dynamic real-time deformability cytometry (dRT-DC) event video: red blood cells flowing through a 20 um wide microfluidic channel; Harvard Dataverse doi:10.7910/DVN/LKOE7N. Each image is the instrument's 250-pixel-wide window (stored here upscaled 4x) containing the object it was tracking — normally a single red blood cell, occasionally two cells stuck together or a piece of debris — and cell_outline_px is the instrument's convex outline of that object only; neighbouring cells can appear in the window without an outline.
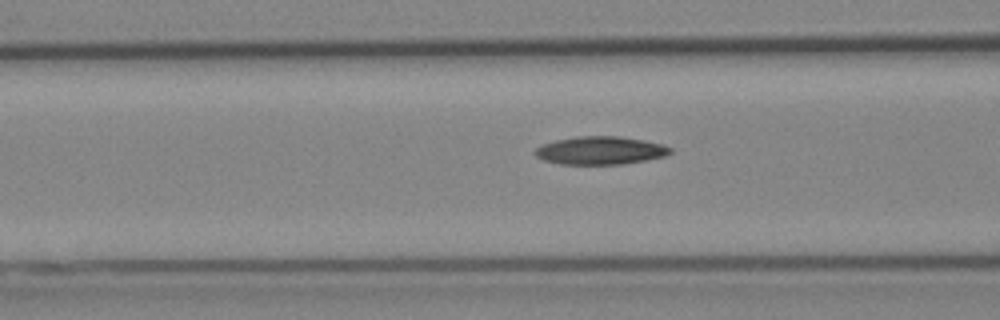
{"species": "Egyptian fruit bat (a non-hibernating species)", "species_latin": "Rousettus aegyptiacus", "temperature_condition": "cold", "stored_images_in_passage": 37, "camera_frame_rate_fps": 3000, "um_per_image_px": 0.085, "animal": {"sex": "female"}, "frame": {"image": 1, "passage_image": 17, "time_ms": 5.333, "image_size_px": [1000, 320], "cell_outline_px": [[672, 152], [664, 156], [624, 164], [560, 164], [544, 160], [536, 156], [532, 152], [536, 148], [544, 144], [556, 140], [576, 136], [620, 136], [644, 140], [664, 144], [672, 148]], "centroid_in_image_um": [51.04, 12.78], "position_along_channel_um": 115.6, "area_um2": 22.14}}
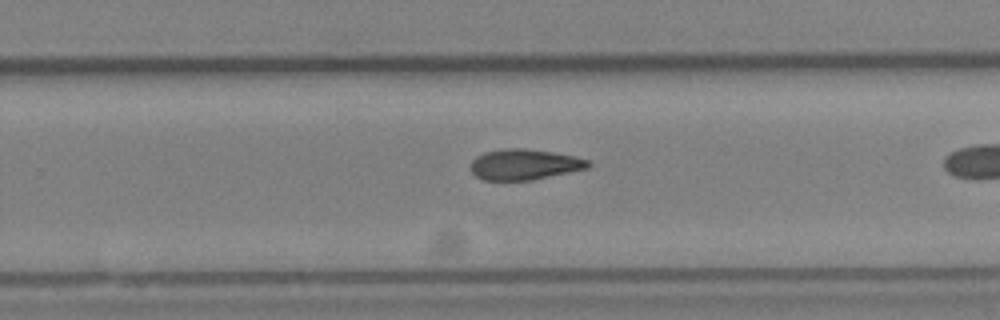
{"frame": {"image": 2, "passage_image": 30, "time_ms": 9.667, "image_size_px": [1000, 320], "cell_outline_px": [[592, 164], [588, 168], [532, 180], [484, 180], [476, 176], [472, 172], [472, 160], [476, 156], [484, 152], [504, 148], [524, 148], [552, 152], [572, 156], [588, 160]], "centroid_in_image_um": [44.56, 13.97], "position_along_channel_um": 285.2, "area_um2": 20.87}}
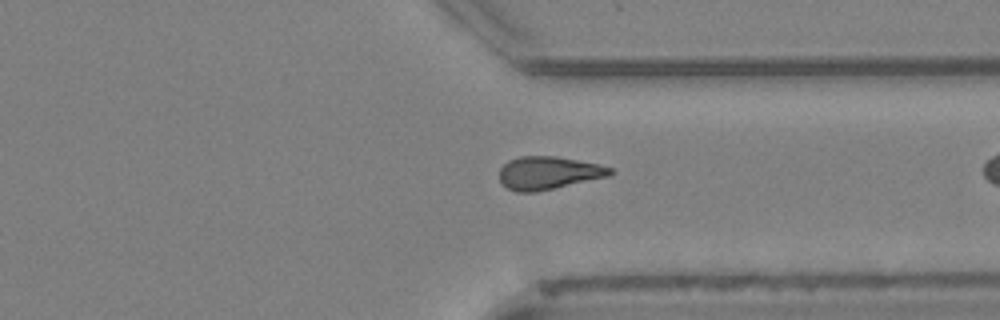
{"frame": {"image": 3, "passage_image": 36, "time_ms": 11.667, "image_size_px": [1000, 320], "cell_outline_px": [[616, 172], [612, 176], [536, 192], [516, 192], [508, 188], [500, 180], [500, 168], [508, 160], [520, 156], [556, 156], [600, 164], [612, 168]], "centroid_in_image_um": [46.68, 14.69], "position_along_channel_um": 364.7, "area_um2": 21.5}}